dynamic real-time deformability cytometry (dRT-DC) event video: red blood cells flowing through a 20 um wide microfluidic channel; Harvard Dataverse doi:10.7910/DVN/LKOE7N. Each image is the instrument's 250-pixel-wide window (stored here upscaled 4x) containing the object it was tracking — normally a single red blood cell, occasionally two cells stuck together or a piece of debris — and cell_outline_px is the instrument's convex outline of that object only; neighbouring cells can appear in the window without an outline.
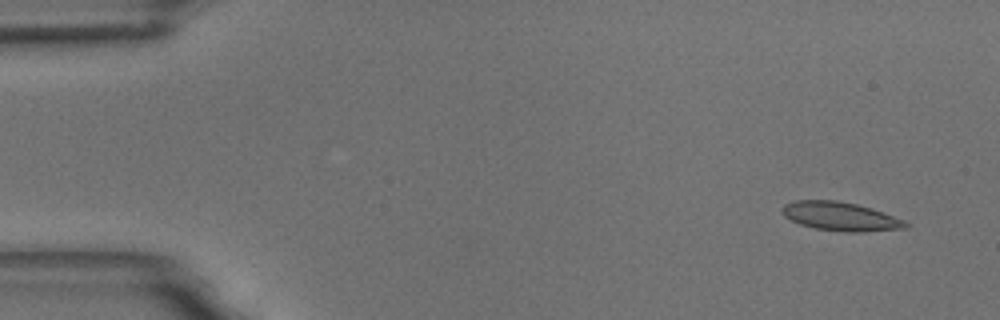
{"species": "common noctule bat (a hibernating species)", "species_latin": "Nyctalus noctula", "temperature_condition": "room temperature", "stored_images_in_passage": 6, "camera_frame_rate_fps": 3000, "um_per_image_px": 0.085, "animal": {"sex": "male", "body_mass_g": 18.8}, "frame": {"image": 1, "passage_image": 2, "time_ms": 1.0, "image_size_px": [1000, 320], "cell_outline_px": [[912, 224], [908, 228], [864, 232], [844, 232], [816, 228], [800, 224], [784, 216], [780, 208], [784, 204], [792, 200], [836, 200], [856, 204], [872, 208], [904, 220]], "centroid_in_image_um": [71.46, 18.39], "position_along_channel_um": 13.5, "area_um2": 20.87}}
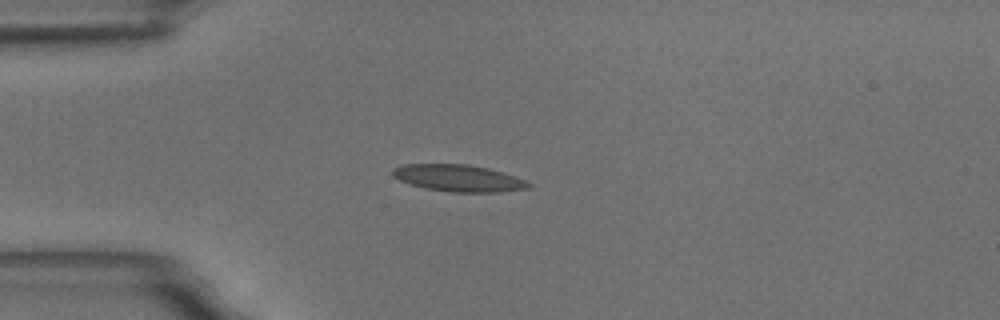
{"frame": {"image": 2, "passage_image": 5, "time_ms": 4.667, "image_size_px": [1000, 320], "cell_outline_px": [[532, 184], [528, 188], [500, 192], [452, 192], [424, 188], [408, 184], [392, 176], [392, 168], [404, 164], [468, 164], [488, 168], [524, 180]], "centroid_in_image_um": [38.91, 15.14], "position_along_channel_um": 46.1, "area_um2": 21.15}}